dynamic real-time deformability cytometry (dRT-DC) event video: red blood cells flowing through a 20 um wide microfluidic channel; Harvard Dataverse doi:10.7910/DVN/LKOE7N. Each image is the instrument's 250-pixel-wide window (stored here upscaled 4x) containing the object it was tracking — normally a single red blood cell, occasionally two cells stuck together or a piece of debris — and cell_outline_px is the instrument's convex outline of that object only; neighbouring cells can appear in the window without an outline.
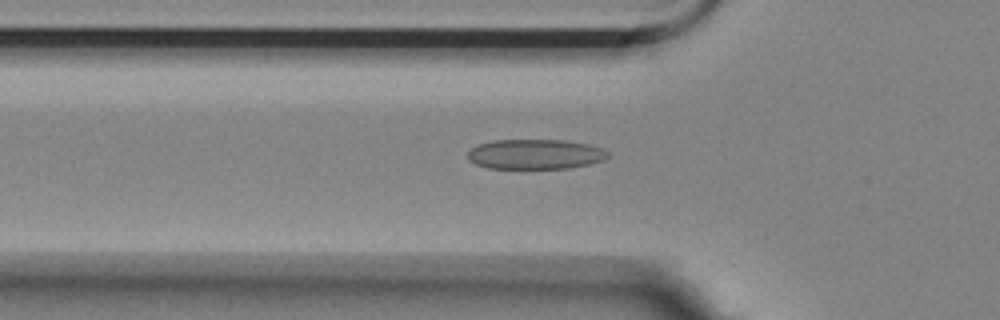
{"species": "Egyptian fruit bat (a non-hibernating species)", "species_latin": "Rousettus aegyptiacus", "temperature_condition": "room temperature", "stored_images_in_passage": 49, "camera_frame_rate_fps": 3000, "um_per_image_px": 0.085, "animal": {"sex": "female"}, "frame": {"image": 1, "passage_image": 11, "time_ms": 3.333, "image_size_px": [1000, 320], "cell_outline_px": [[608, 156], [604, 160], [588, 164], [568, 168], [488, 168], [476, 164], [468, 160], [468, 152], [476, 144], [492, 140], [564, 140], [588, 144], [604, 148], [608, 152]], "centroid_in_image_um": [45.48, 13.1], "position_along_channel_um": 80.3, "area_um2": 24.51}}
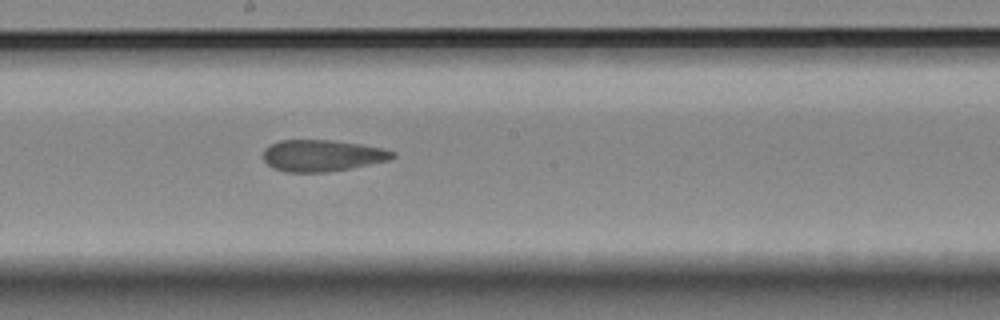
{"frame": {"image": 2, "passage_image": 23, "time_ms": 7.333, "image_size_px": [1000, 320], "cell_outline_px": [[396, 156], [388, 160], [352, 168], [328, 172], [284, 172], [272, 168], [264, 160], [264, 148], [280, 140], [332, 140], [360, 144], [380, 148], [396, 152]], "centroid_in_image_um": [27.37, 13.23], "position_along_channel_um": 220.8, "area_um2": 23.76}}
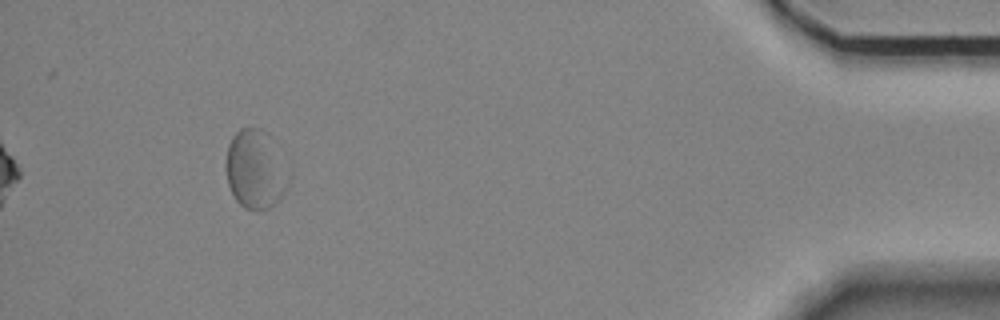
{"frame": {"image": 3, "passage_image": 45, "time_ms": 14.667, "image_size_px": [1000, 320], "cell_outline_px": [[292, 176], [288, 188], [268, 208], [244, 208], [236, 200], [228, 184], [224, 164], [228, 144], [232, 136], [240, 128], [260, 128]], "centroid_in_image_um": [21.67, 14.42], "position_along_channel_um": 413.5, "area_um2": 28.09}, "authors_computed_cell_mechanics": {"area_um2": 24.9118, "velocity_mm_per_s": 3.4922, "shape_relaxation_time_tau1_ms": null, "shape_relaxation_time_tau2_ms": 2.9439, "deformation_change_tau1": null, "deformation_change_tau2": 0.094}}